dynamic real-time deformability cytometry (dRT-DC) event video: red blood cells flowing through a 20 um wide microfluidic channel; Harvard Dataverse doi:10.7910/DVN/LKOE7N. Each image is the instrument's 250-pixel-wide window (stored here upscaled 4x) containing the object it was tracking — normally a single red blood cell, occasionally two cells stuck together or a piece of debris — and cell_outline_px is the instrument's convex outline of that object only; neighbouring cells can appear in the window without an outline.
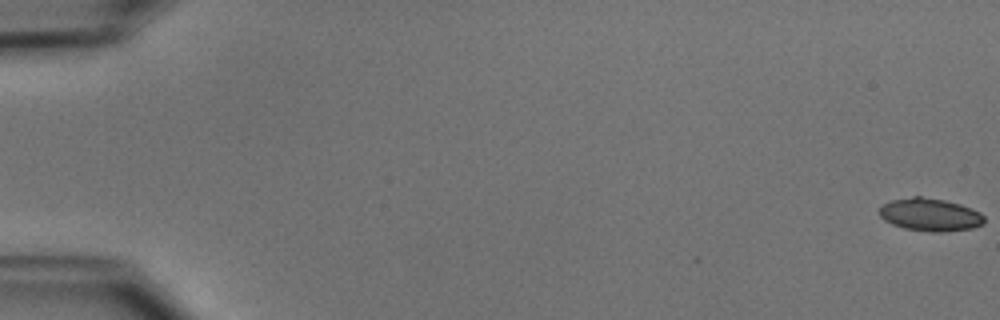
{"species": "common noctule bat (a hibernating species)", "species_latin": "Nyctalus noctula", "temperature_condition": "cold", "stored_images_in_passage": 52, "camera_frame_rate_fps": 3000, "um_per_image_px": 0.085, "animal": {"sex": "male", "body_mass_g": 15.6}, "frame": {"image": 1, "passage_image": 1, "time_ms": 0.0, "image_size_px": [1000, 320], "cell_outline_px": [[984, 224], [972, 228], [940, 232], [932, 232], [904, 228], [892, 224], [884, 220], [880, 216], [880, 208], [884, 204], [892, 200], [912, 196], [920, 196], [944, 200], [960, 204], [972, 208], [980, 212], [984, 216]], "centroid_in_image_um": [79.07, 18.24], "position_along_channel_um": 5.9, "area_um2": 20.0}}
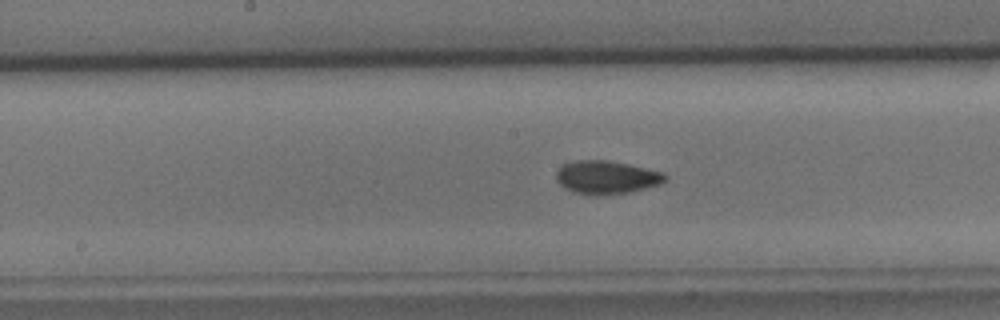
{"frame": {"image": 2, "passage_image": 28, "time_ms": 9.0, "image_size_px": [1000, 320], "cell_outline_px": [[668, 176], [660, 184], [628, 192], [596, 196], [588, 196], [572, 192], [560, 184], [556, 180], [556, 172], [564, 164], [576, 160], [604, 160], [628, 164], [664, 172]], "centroid_in_image_um": [51.53, 15.08], "position_along_channel_um": 196.7, "area_um2": 21.1}}
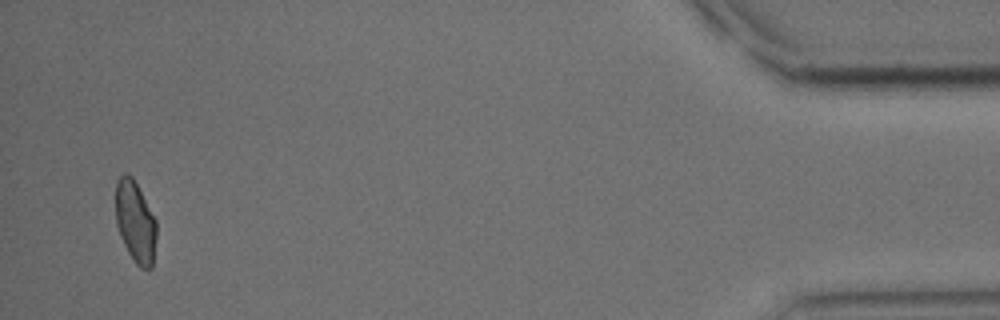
{"frame": {"image": 3, "passage_image": 51, "time_ms": 16.667, "image_size_px": [1000, 320], "cell_outline_px": [[156, 240], [152, 268], [140, 268], [136, 264], [128, 252], [120, 236], [116, 224], [116, 180], [120, 176], [128, 172], [132, 176], [156, 220]], "centroid_in_image_um": [11.5, 18.86], "position_along_channel_um": 423.7, "area_um2": 19.36}, "authors_computed_cell_mechanics": {"area_um2": 20.2589, "velocity_mm_per_s": 3.9336, "shape_relaxation_time_tau1_ms": 3.8106, "shape_relaxation_time_tau2_ms": 1.7056, "deformation_change_tau1": 0.115, "deformation_change_tau2": 0.0544}}